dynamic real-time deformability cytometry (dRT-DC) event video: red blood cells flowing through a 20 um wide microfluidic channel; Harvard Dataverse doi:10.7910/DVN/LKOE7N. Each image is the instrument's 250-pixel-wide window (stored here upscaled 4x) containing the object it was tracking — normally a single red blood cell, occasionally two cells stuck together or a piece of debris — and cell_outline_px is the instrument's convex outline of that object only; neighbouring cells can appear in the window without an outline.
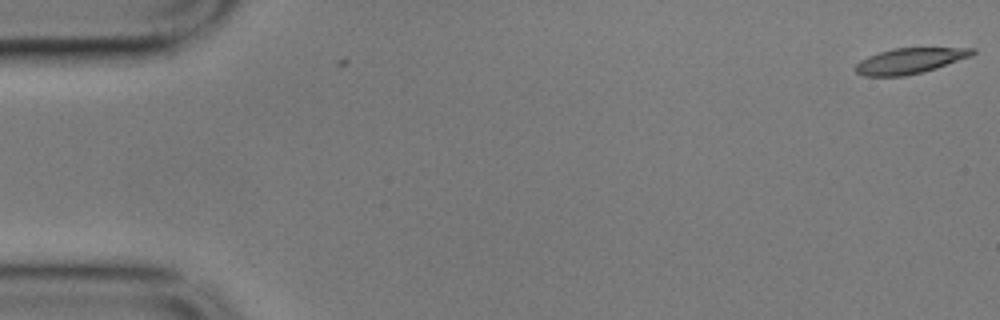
{"species": "common noctule bat (a hibernating species)", "species_latin": "Nyctalus noctula", "temperature_condition": "cold", "stored_images_in_passage": 3, "camera_frame_rate_fps": 3000, "um_per_image_px": 0.085, "animal": {"sex": "male", "body_mass_g": 17.9}, "frame": {"image": 1, "passage_image": 3, "time_ms": 0.667, "image_size_px": [1000, 320], "cell_outline_px": [[976, 52], [972, 56], [936, 68], [904, 76], [864, 76], [856, 72], [856, 64], [860, 60], [868, 56], [892, 48], [976, 48]], "centroid_in_image_um": [77.34, 5.16], "position_along_channel_um": 7.7, "area_um2": 17.28}}